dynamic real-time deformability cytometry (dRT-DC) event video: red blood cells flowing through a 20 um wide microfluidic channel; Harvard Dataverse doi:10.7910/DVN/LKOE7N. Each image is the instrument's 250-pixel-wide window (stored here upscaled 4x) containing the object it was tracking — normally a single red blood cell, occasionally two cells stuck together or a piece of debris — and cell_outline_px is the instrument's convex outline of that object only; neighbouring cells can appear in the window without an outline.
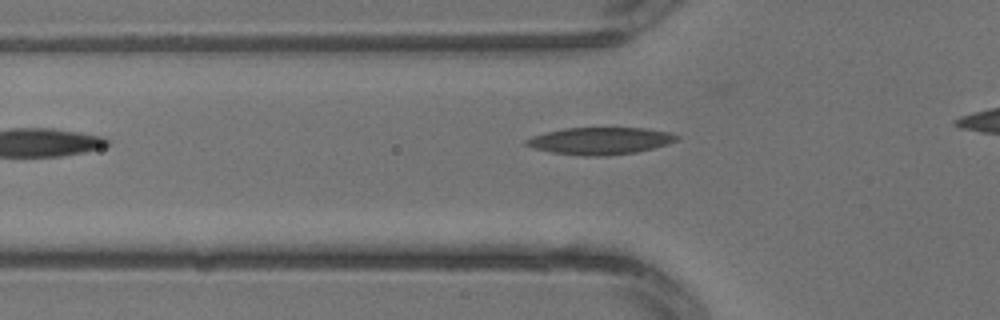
{"species": "common noctule bat (a hibernating species)", "species_latin": "Nyctalus noctula", "temperature_condition": "warm", "stored_images_in_passage": 4, "camera_frame_rate_fps": 3000, "um_per_image_px": 0.085, "animal": {"sex": "male", "body_mass_g": 13.3}, "frame": {"image": 1, "passage_image": 3, "time_ms": 0.667, "image_size_px": [1000, 320], "cell_outline_px": [[680, 136], [676, 140], [668, 144], [636, 152], [604, 156], [584, 156], [552, 152], [536, 148], [524, 144], [524, 140], [532, 136], [544, 132], [564, 128], [644, 128], [668, 132]], "centroid_in_image_um": [50.99, 11.97], "position_along_channel_um": 74.8, "area_um2": 23.64}}
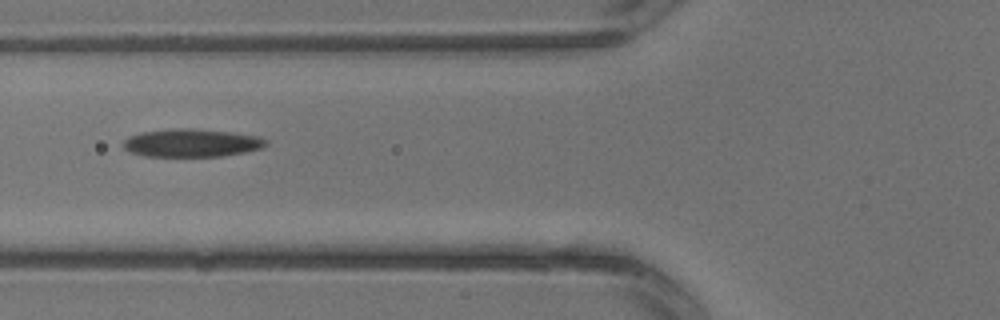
{"frame": {"image": 2, "passage_image": 4, "time_ms": 1.0, "image_size_px": [1000, 320], "cell_outline_px": [[268, 144], [264, 148], [224, 156], [144, 156], [132, 152], [124, 148], [120, 144], [128, 136], [140, 132], [172, 128], [188, 128], [232, 132], [260, 136], [268, 140]], "centroid_in_image_um": [16.3, 12.14], "position_along_channel_um": 109.5, "area_um2": 23.58}}